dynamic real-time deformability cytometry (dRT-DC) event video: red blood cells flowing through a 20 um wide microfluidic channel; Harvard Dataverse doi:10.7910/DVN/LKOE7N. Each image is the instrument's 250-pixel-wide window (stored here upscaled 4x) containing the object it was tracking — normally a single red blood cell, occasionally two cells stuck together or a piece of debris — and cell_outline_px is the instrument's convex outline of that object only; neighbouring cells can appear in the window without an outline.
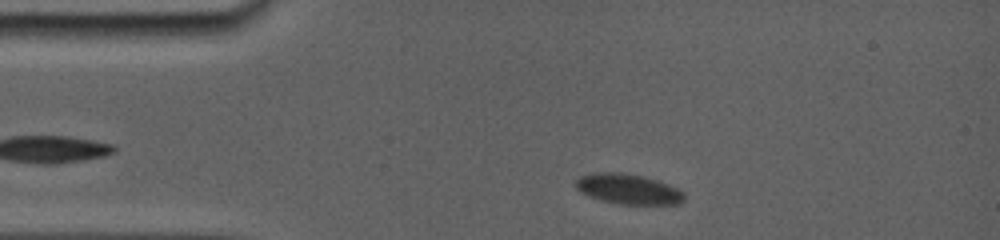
{"species": "common noctule bat (a hibernating species)", "species_latin": "Nyctalus noctula", "temperature_condition": "room temperature", "stored_images_in_passage": 26, "camera_frame_rate_fps": 5000, "um_per_image_px": 0.085, "animal": {"sex": "female", "body_mass_g": 19.0, "forearm_length_mm": 56.7}, "frame": {"image": 1, "passage_image": 2, "time_ms": 0.8, "image_size_px": [1000, 240], "cell_outline_px": [[684, 200], [680, 204], [620, 204], [600, 200], [588, 196], [580, 192], [576, 188], [576, 180], [580, 176], [600, 172], [612, 172], [640, 176], [656, 180], [668, 184], [684, 192]], "centroid_in_image_um": [53.39, 16.09], "position_along_channel_um": 31.6, "area_um2": 18.84}}
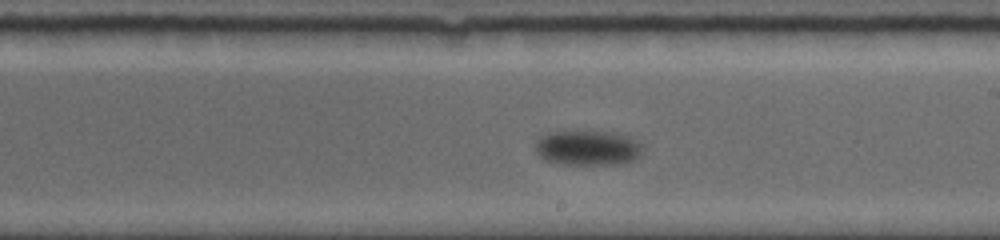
{"frame": {"image": 2, "passage_image": 12, "time_ms": 8.2, "image_size_px": [1000, 240], "cell_outline_px": [[640, 156], [632, 160], [616, 164], [560, 164], [544, 160], [536, 152], [536, 144], [544, 136], [552, 132], [604, 132], [628, 136], [640, 144]], "centroid_in_image_um": [49.94, 12.59], "position_along_channel_um": 239.1, "area_um2": 21.15}}
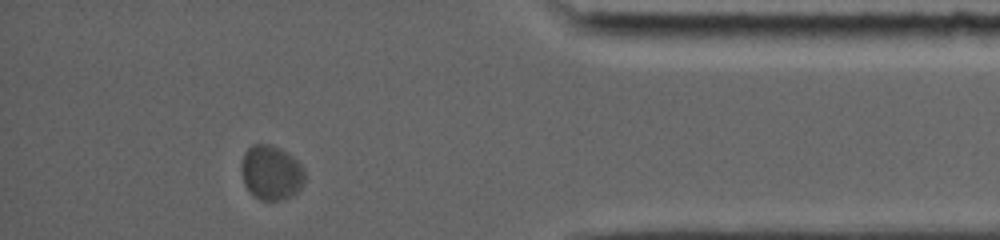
{"frame": {"image": 3, "passage_image": 23, "time_ms": 14.0, "image_size_px": [1000, 240], "cell_outline_px": [[304, 184], [292, 196], [284, 200], [260, 200], [244, 184], [240, 168], [240, 164], [244, 152], [252, 144], [272, 144], [288, 152], [304, 168]], "centroid_in_image_um": [23.05, 14.65], "position_along_channel_um": 412.2, "area_um2": 20.35}, "authors_computed_cell_mechanics": {"area_um2": 20.6057, "velocity_mm_per_s": 3.3385, "shape_relaxation_time_tau1_ms": 1.0943, "shape_relaxation_time_tau2_ms": null, "deformation_change_tau1": 0.0471, "deformation_change_tau2": null}}